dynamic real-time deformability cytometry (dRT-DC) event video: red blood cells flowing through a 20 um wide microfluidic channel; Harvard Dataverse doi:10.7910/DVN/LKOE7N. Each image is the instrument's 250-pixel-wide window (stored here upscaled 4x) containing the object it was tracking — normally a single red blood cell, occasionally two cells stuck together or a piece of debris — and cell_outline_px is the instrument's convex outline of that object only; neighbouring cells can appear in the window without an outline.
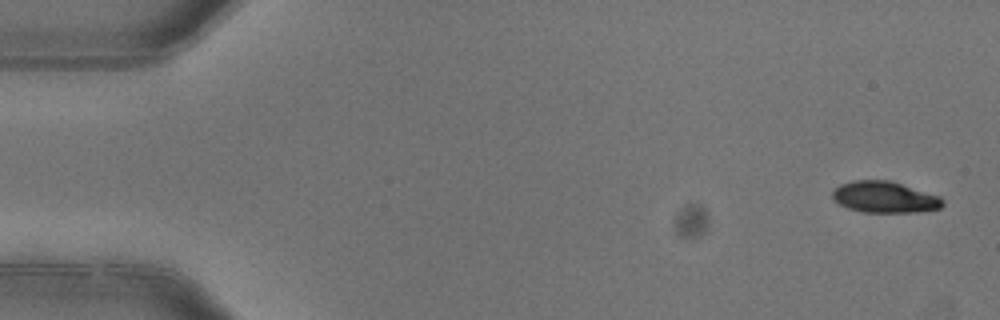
{"species": "common noctule bat (a hibernating species)", "species_latin": "Nyctalus noctula", "temperature_condition": "warm", "stored_images_in_passage": 4, "camera_frame_rate_fps": 3000, "um_per_image_px": 0.085, "animal": {"sex": "female"}, "frame": {"image": 1, "passage_image": 1, "time_ms": 0.0, "image_size_px": [1000, 320], "cell_outline_px": [[944, 204], [940, 208], [920, 212], [860, 212], [836, 204], [832, 200], [832, 188], [840, 184], [852, 180], [888, 180], [940, 196], [944, 200]], "centroid_in_image_um": [75.13, 16.76], "position_along_channel_um": 9.9, "area_um2": 20.4}}
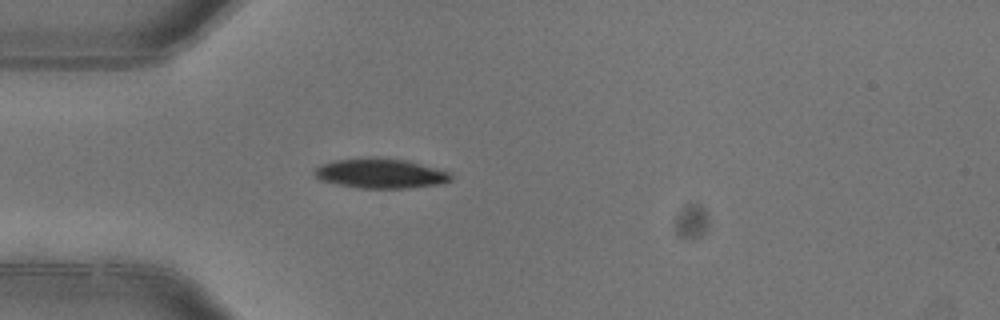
{"frame": {"image": 2, "passage_image": 4, "time_ms": 1.0, "image_size_px": [1000, 320], "cell_outline_px": [[452, 180], [440, 184], [408, 188], [360, 188], [320, 180], [316, 176], [316, 168], [320, 164], [332, 160], [368, 156], [384, 156], [408, 160], [452, 172]], "centroid_in_image_um": [32.39, 14.7], "position_along_channel_um": 52.6, "area_um2": 24.16}}